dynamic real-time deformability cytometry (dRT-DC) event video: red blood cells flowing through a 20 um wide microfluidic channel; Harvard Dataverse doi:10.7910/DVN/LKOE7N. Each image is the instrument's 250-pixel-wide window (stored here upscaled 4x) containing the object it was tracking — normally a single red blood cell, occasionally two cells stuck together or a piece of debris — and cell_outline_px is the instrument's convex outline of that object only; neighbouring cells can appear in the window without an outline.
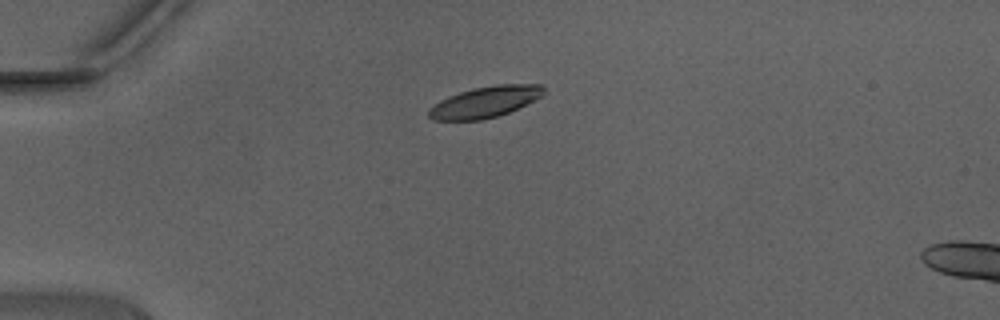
{"species": "Egyptian fruit bat (a non-hibernating species)", "species_latin": "Rousettus aegyptiacus", "temperature_condition": "warm", "stored_images_in_passage": 36, "camera_frame_rate_fps": 3000, "um_per_image_px": 0.085, "animal": {"sex": "male"}, "frame": {"image": 1, "passage_image": 1, "time_ms": 0.0, "image_size_px": [1000, 320], "cell_outline_px": [[544, 92], [540, 96], [508, 112], [496, 116], [480, 120], [432, 120], [428, 116], [428, 108], [440, 100], [448, 96], [472, 88], [496, 84], [544, 84]], "centroid_in_image_um": [41.17, 8.66], "position_along_channel_um": 43.8, "area_um2": 20.63}}
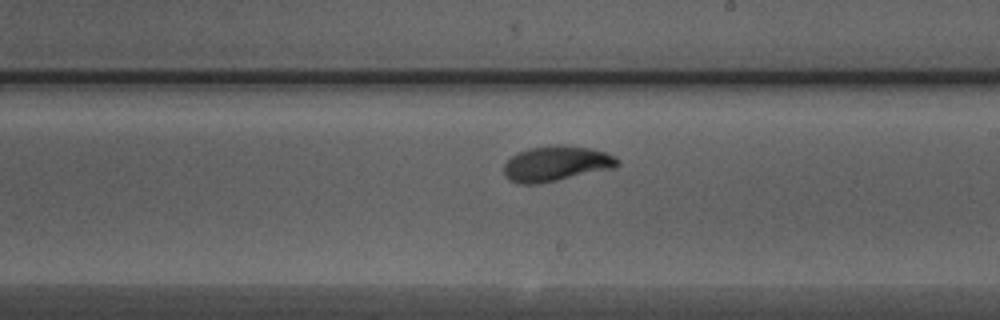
{"frame": {"image": 2, "passage_image": 17, "time_ms": 5.333, "image_size_px": [1000, 320], "cell_outline_px": [[620, 164], [616, 168], [536, 184], [516, 184], [508, 180], [504, 176], [504, 164], [512, 156], [528, 148], [556, 144], [560, 144], [592, 148], [616, 156], [620, 160]], "centroid_in_image_um": [47.29, 13.9], "position_along_channel_um": 241.7, "area_um2": 23.58}}
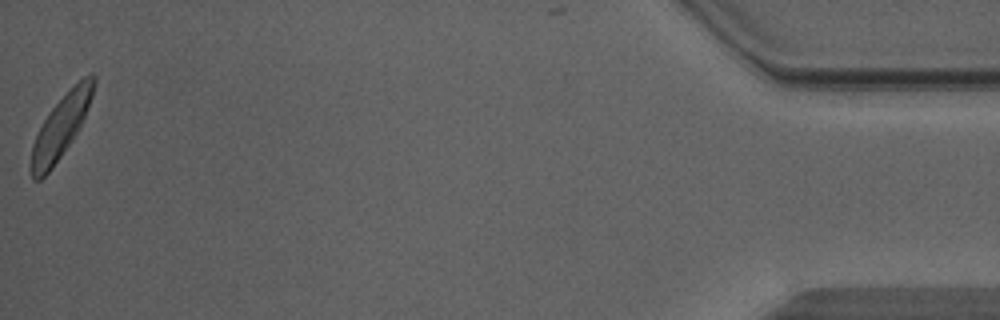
{"frame": {"image": 3, "passage_image": 36, "time_ms": 11.667, "image_size_px": [1000, 320], "cell_outline_px": [[96, 80], [92, 96], [84, 116], [72, 140], [48, 172], [40, 180], [32, 180], [32, 144], [44, 120], [52, 108], [84, 76], [92, 72], [96, 76]], "centroid_in_image_um": [5.18, 10.75], "position_along_channel_um": 430.0, "area_um2": 21.68}, "authors_computed_cell_mechanics": {"area_um2": 22.0218, "velocity_mm_per_s": 4.3804, "shape_relaxation_time_tau1_ms": 2.8983, "shape_relaxation_time_tau2_ms": 2.7204, "deformation_change_tau1": 0.1508, "deformation_change_tau2": 0.0835}}